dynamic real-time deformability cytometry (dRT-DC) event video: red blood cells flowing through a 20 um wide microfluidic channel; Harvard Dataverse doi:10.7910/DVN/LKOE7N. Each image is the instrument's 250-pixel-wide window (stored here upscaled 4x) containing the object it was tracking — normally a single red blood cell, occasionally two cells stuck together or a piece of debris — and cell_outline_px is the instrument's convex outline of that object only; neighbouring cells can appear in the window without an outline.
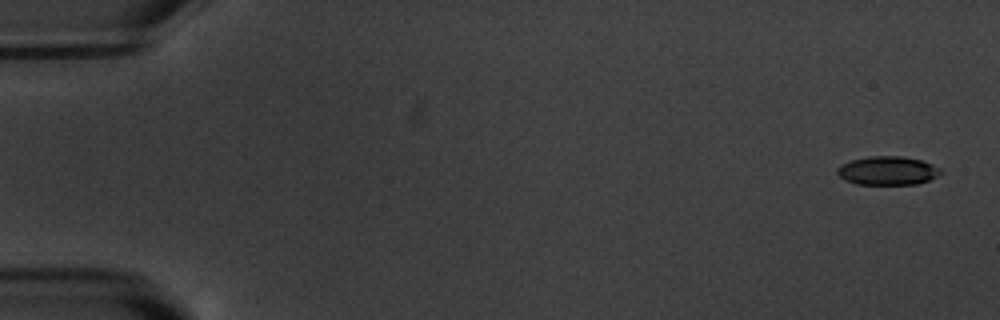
{"species": "common noctule bat (a hibernating species)", "species_latin": "Nyctalus noctula", "temperature_condition": "warm", "stored_images_in_passage": 17, "camera_frame_rate_fps": 3000, "um_per_image_px": 0.085, "animal": {"sex": "male", "body_mass_g": 20.1, "forearm_length_mm": 53.5}, "frame": {"image": 1, "passage_image": 1, "time_ms": 0.0, "image_size_px": [1000, 320], "cell_outline_px": [[944, 172], [928, 180], [916, 184], [856, 184], [844, 180], [836, 172], [836, 168], [840, 164], [852, 160], [868, 156], [900, 156], [920, 160], [932, 164], [940, 168]], "centroid_in_image_um": [75.42, 14.5], "position_along_channel_um": 9.6, "area_um2": 17.28}}
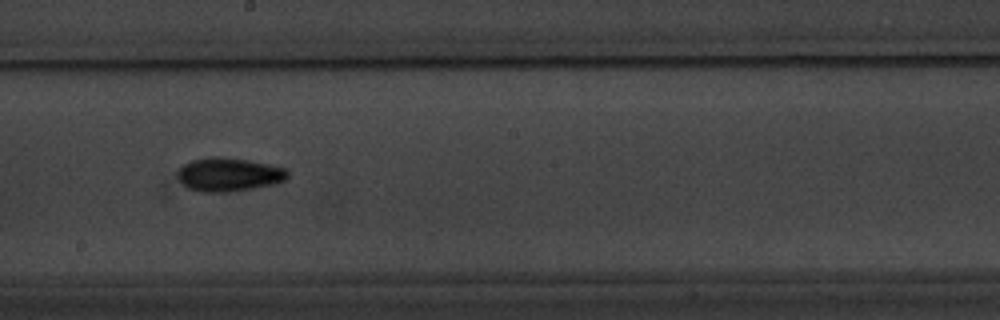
{"frame": {"image": 2, "passage_image": 10, "time_ms": 10.333, "image_size_px": [1000, 320], "cell_outline_px": [[288, 176], [284, 180], [272, 184], [232, 192], [200, 192], [188, 188], [180, 180], [180, 168], [184, 164], [192, 160], [212, 156], [248, 160], [268, 164], [284, 168], [288, 172]], "centroid_in_image_um": [19.45, 14.84], "position_along_channel_um": 228.7, "area_um2": 21.15}}
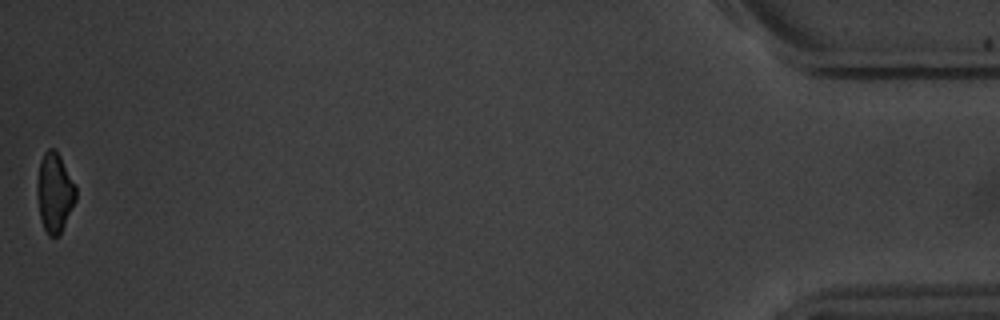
{"frame": {"image": 3, "passage_image": 17, "time_ms": 18.667, "image_size_px": [1000, 320], "cell_outline_px": [[76, 200], [60, 236], [48, 236], [44, 228], [40, 216], [36, 192], [36, 188], [40, 160], [44, 152], [48, 148], [52, 148], [60, 156], [76, 188]], "centroid_in_image_um": [4.63, 16.4], "position_along_channel_um": 430.6, "area_um2": 17.86}, "authors_computed_cell_mechanics": {"area_um2": 18.9584, "velocity_mm_per_s": 3.5199, "shape_relaxation_time_tau1_ms": 2.489, "shape_relaxation_time_tau2_ms": 4.8182, "deformation_change_tau1": 0.1153, "deformation_change_tau2": 0.1161}}